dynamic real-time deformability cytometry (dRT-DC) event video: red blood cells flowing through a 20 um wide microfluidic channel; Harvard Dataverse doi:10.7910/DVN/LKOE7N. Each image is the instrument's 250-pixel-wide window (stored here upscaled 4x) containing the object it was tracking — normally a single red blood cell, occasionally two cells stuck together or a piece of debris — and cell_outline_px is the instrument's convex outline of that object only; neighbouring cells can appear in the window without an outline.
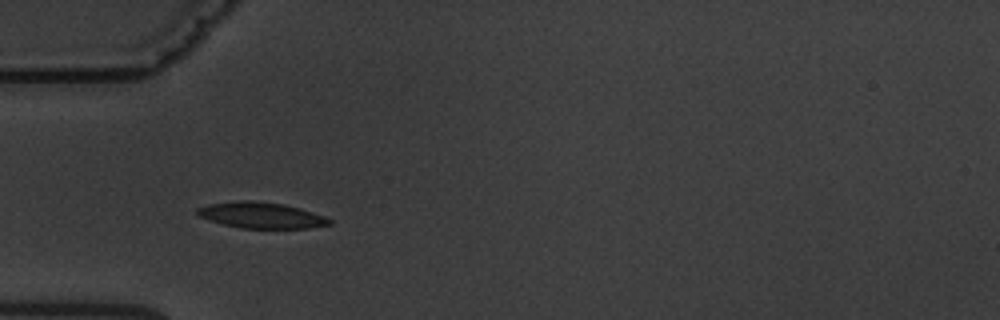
{"species": "common noctule bat (a hibernating species)", "species_latin": "Nyctalus noctula", "temperature_condition": "warm", "stored_images_in_passage": 5, "camera_frame_rate_fps": 3000, "um_per_image_px": 0.085, "animal": {"sex": "male", "body_mass_g": 19.5, "forearm_length_mm": 54.6}, "frame": {"image": 1, "passage_image": 5, "time_ms": 4.667, "image_size_px": [1000, 320], "cell_outline_px": [[332, 224], [308, 228], [240, 228], [224, 224], [200, 216], [196, 212], [196, 208], [208, 204], [240, 200], [248, 200], [284, 204], [300, 208], [324, 216], [332, 220]], "centroid_in_image_um": [22.22, 18.29], "position_along_channel_um": 62.8, "area_um2": 19.83}}